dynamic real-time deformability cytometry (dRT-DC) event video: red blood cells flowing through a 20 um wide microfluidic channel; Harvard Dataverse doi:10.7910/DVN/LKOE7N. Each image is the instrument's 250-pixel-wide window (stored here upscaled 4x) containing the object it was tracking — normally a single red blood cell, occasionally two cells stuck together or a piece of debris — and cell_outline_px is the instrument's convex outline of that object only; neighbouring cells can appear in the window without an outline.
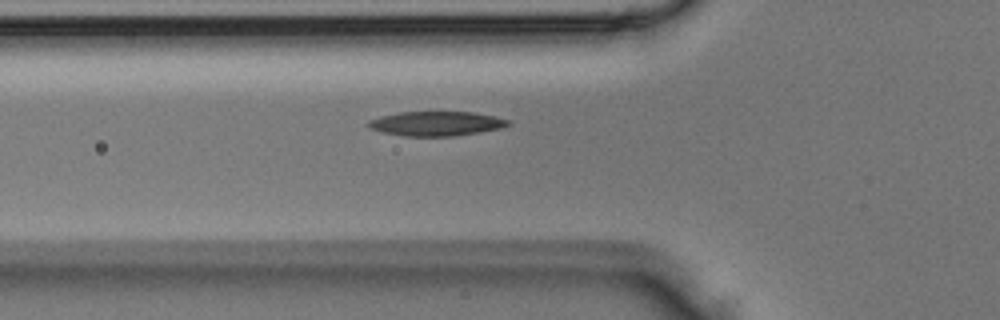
{"species": "Egyptian fruit bat (a non-hibernating species)", "species_latin": "Rousettus aegyptiacus", "temperature_condition": "room temperature", "stored_images_in_passage": 2, "camera_frame_rate_fps": 3000, "um_per_image_px": 0.085, "animal": {"sex": "male"}, "frame": {"image": 1, "passage_image": 2, "time_ms": 0.333, "image_size_px": [1000, 320], "cell_outline_px": [[512, 124], [500, 128], [480, 132], [456, 136], [404, 136], [384, 132], [368, 128], [368, 120], [400, 112], [472, 112], [492, 116], [508, 120]], "centroid_in_image_um": [37.09, 10.51], "position_along_channel_um": 88.7, "area_um2": 19.71}}